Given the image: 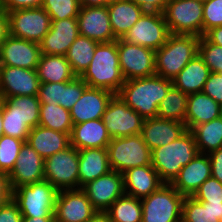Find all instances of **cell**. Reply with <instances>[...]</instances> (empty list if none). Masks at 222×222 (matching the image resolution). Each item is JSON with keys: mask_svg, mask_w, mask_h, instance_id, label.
<instances>
[{"mask_svg": "<svg viewBox=\"0 0 222 222\" xmlns=\"http://www.w3.org/2000/svg\"><path fill=\"white\" fill-rule=\"evenodd\" d=\"M173 86L158 75L125 81L117 95L144 119L157 117L158 106Z\"/></svg>", "mask_w": 222, "mask_h": 222, "instance_id": "6da1fadb", "label": "cell"}, {"mask_svg": "<svg viewBox=\"0 0 222 222\" xmlns=\"http://www.w3.org/2000/svg\"><path fill=\"white\" fill-rule=\"evenodd\" d=\"M80 78L89 87L104 89L115 95L120 91L125 79L119 65L117 40L97 45L90 65Z\"/></svg>", "mask_w": 222, "mask_h": 222, "instance_id": "7a4b0ae2", "label": "cell"}, {"mask_svg": "<svg viewBox=\"0 0 222 222\" xmlns=\"http://www.w3.org/2000/svg\"><path fill=\"white\" fill-rule=\"evenodd\" d=\"M199 154L195 137L186 130L176 140L151 150V165L164 184H171L183 166Z\"/></svg>", "mask_w": 222, "mask_h": 222, "instance_id": "3957f363", "label": "cell"}, {"mask_svg": "<svg viewBox=\"0 0 222 222\" xmlns=\"http://www.w3.org/2000/svg\"><path fill=\"white\" fill-rule=\"evenodd\" d=\"M199 41L195 35L170 34L155 50V74L172 80L198 54Z\"/></svg>", "mask_w": 222, "mask_h": 222, "instance_id": "277c9868", "label": "cell"}, {"mask_svg": "<svg viewBox=\"0 0 222 222\" xmlns=\"http://www.w3.org/2000/svg\"><path fill=\"white\" fill-rule=\"evenodd\" d=\"M58 190L47 180L12 190V199L23 217H55Z\"/></svg>", "mask_w": 222, "mask_h": 222, "instance_id": "5b68a950", "label": "cell"}, {"mask_svg": "<svg viewBox=\"0 0 222 222\" xmlns=\"http://www.w3.org/2000/svg\"><path fill=\"white\" fill-rule=\"evenodd\" d=\"M185 196L171 184H163L141 200V222H181Z\"/></svg>", "mask_w": 222, "mask_h": 222, "instance_id": "8992f818", "label": "cell"}, {"mask_svg": "<svg viewBox=\"0 0 222 222\" xmlns=\"http://www.w3.org/2000/svg\"><path fill=\"white\" fill-rule=\"evenodd\" d=\"M107 150L111 169L119 173L129 168L151 165V150L141 134L112 138Z\"/></svg>", "mask_w": 222, "mask_h": 222, "instance_id": "52a82bcc", "label": "cell"}, {"mask_svg": "<svg viewBox=\"0 0 222 222\" xmlns=\"http://www.w3.org/2000/svg\"><path fill=\"white\" fill-rule=\"evenodd\" d=\"M163 15L170 34L203 36V2L169 0Z\"/></svg>", "mask_w": 222, "mask_h": 222, "instance_id": "ba28073f", "label": "cell"}, {"mask_svg": "<svg viewBox=\"0 0 222 222\" xmlns=\"http://www.w3.org/2000/svg\"><path fill=\"white\" fill-rule=\"evenodd\" d=\"M44 177L58 191L79 189V154L72 145L44 159Z\"/></svg>", "mask_w": 222, "mask_h": 222, "instance_id": "9c48e42d", "label": "cell"}, {"mask_svg": "<svg viewBox=\"0 0 222 222\" xmlns=\"http://www.w3.org/2000/svg\"><path fill=\"white\" fill-rule=\"evenodd\" d=\"M169 35L163 13L145 11L121 39L157 50L167 42Z\"/></svg>", "mask_w": 222, "mask_h": 222, "instance_id": "30bf717a", "label": "cell"}, {"mask_svg": "<svg viewBox=\"0 0 222 222\" xmlns=\"http://www.w3.org/2000/svg\"><path fill=\"white\" fill-rule=\"evenodd\" d=\"M119 65L125 81L155 75V50L117 39Z\"/></svg>", "mask_w": 222, "mask_h": 222, "instance_id": "8fae6325", "label": "cell"}, {"mask_svg": "<svg viewBox=\"0 0 222 222\" xmlns=\"http://www.w3.org/2000/svg\"><path fill=\"white\" fill-rule=\"evenodd\" d=\"M10 35L39 43L51 27V18L42 8H28L7 12Z\"/></svg>", "mask_w": 222, "mask_h": 222, "instance_id": "7c38bea8", "label": "cell"}, {"mask_svg": "<svg viewBox=\"0 0 222 222\" xmlns=\"http://www.w3.org/2000/svg\"><path fill=\"white\" fill-rule=\"evenodd\" d=\"M102 120L111 138L141 134L144 122L117 94L109 101Z\"/></svg>", "mask_w": 222, "mask_h": 222, "instance_id": "4fadbf2b", "label": "cell"}, {"mask_svg": "<svg viewBox=\"0 0 222 222\" xmlns=\"http://www.w3.org/2000/svg\"><path fill=\"white\" fill-rule=\"evenodd\" d=\"M97 212H106L124 192L123 174L111 170L81 188Z\"/></svg>", "mask_w": 222, "mask_h": 222, "instance_id": "5bb4252c", "label": "cell"}, {"mask_svg": "<svg viewBox=\"0 0 222 222\" xmlns=\"http://www.w3.org/2000/svg\"><path fill=\"white\" fill-rule=\"evenodd\" d=\"M40 80L36 69L0 66V99L13 96H36Z\"/></svg>", "mask_w": 222, "mask_h": 222, "instance_id": "9a60e30c", "label": "cell"}, {"mask_svg": "<svg viewBox=\"0 0 222 222\" xmlns=\"http://www.w3.org/2000/svg\"><path fill=\"white\" fill-rule=\"evenodd\" d=\"M96 210L82 189L60 190L55 205V222H86Z\"/></svg>", "mask_w": 222, "mask_h": 222, "instance_id": "2e32d148", "label": "cell"}, {"mask_svg": "<svg viewBox=\"0 0 222 222\" xmlns=\"http://www.w3.org/2000/svg\"><path fill=\"white\" fill-rule=\"evenodd\" d=\"M40 56L39 43L9 34L0 48V66L36 69Z\"/></svg>", "mask_w": 222, "mask_h": 222, "instance_id": "e0dca14e", "label": "cell"}, {"mask_svg": "<svg viewBox=\"0 0 222 222\" xmlns=\"http://www.w3.org/2000/svg\"><path fill=\"white\" fill-rule=\"evenodd\" d=\"M79 34L99 43L116 41L107 6L80 7L77 16Z\"/></svg>", "mask_w": 222, "mask_h": 222, "instance_id": "ac0fdd59", "label": "cell"}, {"mask_svg": "<svg viewBox=\"0 0 222 222\" xmlns=\"http://www.w3.org/2000/svg\"><path fill=\"white\" fill-rule=\"evenodd\" d=\"M8 177L11 190L45 180L44 159L28 142L22 145L14 169Z\"/></svg>", "mask_w": 222, "mask_h": 222, "instance_id": "d6986e66", "label": "cell"}, {"mask_svg": "<svg viewBox=\"0 0 222 222\" xmlns=\"http://www.w3.org/2000/svg\"><path fill=\"white\" fill-rule=\"evenodd\" d=\"M77 17L51 20V27L39 42L41 54L65 56L79 36Z\"/></svg>", "mask_w": 222, "mask_h": 222, "instance_id": "ffe728a7", "label": "cell"}, {"mask_svg": "<svg viewBox=\"0 0 222 222\" xmlns=\"http://www.w3.org/2000/svg\"><path fill=\"white\" fill-rule=\"evenodd\" d=\"M114 95L110 91L87 86L79 100L70 109L72 124L102 119L106 107Z\"/></svg>", "mask_w": 222, "mask_h": 222, "instance_id": "44dd1931", "label": "cell"}, {"mask_svg": "<svg viewBox=\"0 0 222 222\" xmlns=\"http://www.w3.org/2000/svg\"><path fill=\"white\" fill-rule=\"evenodd\" d=\"M211 177V162L208 154L199 153L183 166L171 185L182 195L192 196L199 186Z\"/></svg>", "mask_w": 222, "mask_h": 222, "instance_id": "7402d4cb", "label": "cell"}, {"mask_svg": "<svg viewBox=\"0 0 222 222\" xmlns=\"http://www.w3.org/2000/svg\"><path fill=\"white\" fill-rule=\"evenodd\" d=\"M186 130L185 123L158 117L147 118L144 119L141 136L149 149L153 150L176 140Z\"/></svg>", "mask_w": 222, "mask_h": 222, "instance_id": "603a6c76", "label": "cell"}, {"mask_svg": "<svg viewBox=\"0 0 222 222\" xmlns=\"http://www.w3.org/2000/svg\"><path fill=\"white\" fill-rule=\"evenodd\" d=\"M122 174L125 195L139 199L149 196L164 184L152 165L129 168Z\"/></svg>", "mask_w": 222, "mask_h": 222, "instance_id": "cb8c5ba5", "label": "cell"}, {"mask_svg": "<svg viewBox=\"0 0 222 222\" xmlns=\"http://www.w3.org/2000/svg\"><path fill=\"white\" fill-rule=\"evenodd\" d=\"M111 139L103 120L95 119L73 125L70 134V145L77 150L107 148Z\"/></svg>", "mask_w": 222, "mask_h": 222, "instance_id": "d4e9b609", "label": "cell"}, {"mask_svg": "<svg viewBox=\"0 0 222 222\" xmlns=\"http://www.w3.org/2000/svg\"><path fill=\"white\" fill-rule=\"evenodd\" d=\"M78 154L79 189L112 170L107 148H86L78 150Z\"/></svg>", "mask_w": 222, "mask_h": 222, "instance_id": "484cf974", "label": "cell"}, {"mask_svg": "<svg viewBox=\"0 0 222 222\" xmlns=\"http://www.w3.org/2000/svg\"><path fill=\"white\" fill-rule=\"evenodd\" d=\"M221 116V104L203 92L188 95L185 126L192 130L196 125L207 123Z\"/></svg>", "mask_w": 222, "mask_h": 222, "instance_id": "4316f807", "label": "cell"}, {"mask_svg": "<svg viewBox=\"0 0 222 222\" xmlns=\"http://www.w3.org/2000/svg\"><path fill=\"white\" fill-rule=\"evenodd\" d=\"M27 142L43 159H46L69 147L70 135L38 125L30 130Z\"/></svg>", "mask_w": 222, "mask_h": 222, "instance_id": "83f0119b", "label": "cell"}, {"mask_svg": "<svg viewBox=\"0 0 222 222\" xmlns=\"http://www.w3.org/2000/svg\"><path fill=\"white\" fill-rule=\"evenodd\" d=\"M114 36L120 39L139 20L145 10L129 0H113L107 5Z\"/></svg>", "mask_w": 222, "mask_h": 222, "instance_id": "f1b7e54d", "label": "cell"}, {"mask_svg": "<svg viewBox=\"0 0 222 222\" xmlns=\"http://www.w3.org/2000/svg\"><path fill=\"white\" fill-rule=\"evenodd\" d=\"M211 71L205 65L202 58L197 54L188 64L172 79L174 87L186 94L203 91Z\"/></svg>", "mask_w": 222, "mask_h": 222, "instance_id": "f546056e", "label": "cell"}, {"mask_svg": "<svg viewBox=\"0 0 222 222\" xmlns=\"http://www.w3.org/2000/svg\"><path fill=\"white\" fill-rule=\"evenodd\" d=\"M40 83H60L73 80L76 75L65 56L41 54L36 68Z\"/></svg>", "mask_w": 222, "mask_h": 222, "instance_id": "4dcf8cb0", "label": "cell"}, {"mask_svg": "<svg viewBox=\"0 0 222 222\" xmlns=\"http://www.w3.org/2000/svg\"><path fill=\"white\" fill-rule=\"evenodd\" d=\"M181 222H222V203H200L185 196Z\"/></svg>", "mask_w": 222, "mask_h": 222, "instance_id": "1f68e13d", "label": "cell"}, {"mask_svg": "<svg viewBox=\"0 0 222 222\" xmlns=\"http://www.w3.org/2000/svg\"><path fill=\"white\" fill-rule=\"evenodd\" d=\"M98 44L95 40L79 35L68 49L65 57L77 77H80L90 65Z\"/></svg>", "mask_w": 222, "mask_h": 222, "instance_id": "d6a6232c", "label": "cell"}, {"mask_svg": "<svg viewBox=\"0 0 222 222\" xmlns=\"http://www.w3.org/2000/svg\"><path fill=\"white\" fill-rule=\"evenodd\" d=\"M191 132L199 153L209 154L222 147V117L196 125Z\"/></svg>", "mask_w": 222, "mask_h": 222, "instance_id": "836d02e7", "label": "cell"}, {"mask_svg": "<svg viewBox=\"0 0 222 222\" xmlns=\"http://www.w3.org/2000/svg\"><path fill=\"white\" fill-rule=\"evenodd\" d=\"M188 94L172 86L160 102L157 117L185 123Z\"/></svg>", "mask_w": 222, "mask_h": 222, "instance_id": "e575fe53", "label": "cell"}, {"mask_svg": "<svg viewBox=\"0 0 222 222\" xmlns=\"http://www.w3.org/2000/svg\"><path fill=\"white\" fill-rule=\"evenodd\" d=\"M39 125L70 135L73 127L70 110L59 104H40Z\"/></svg>", "mask_w": 222, "mask_h": 222, "instance_id": "d590c367", "label": "cell"}, {"mask_svg": "<svg viewBox=\"0 0 222 222\" xmlns=\"http://www.w3.org/2000/svg\"><path fill=\"white\" fill-rule=\"evenodd\" d=\"M106 213L112 222H141V200L124 194L111 204Z\"/></svg>", "mask_w": 222, "mask_h": 222, "instance_id": "8d00e7d4", "label": "cell"}, {"mask_svg": "<svg viewBox=\"0 0 222 222\" xmlns=\"http://www.w3.org/2000/svg\"><path fill=\"white\" fill-rule=\"evenodd\" d=\"M2 103L3 132L6 136H11L27 142L30 128L18 116L16 107L7 99H0Z\"/></svg>", "mask_w": 222, "mask_h": 222, "instance_id": "74e56055", "label": "cell"}, {"mask_svg": "<svg viewBox=\"0 0 222 222\" xmlns=\"http://www.w3.org/2000/svg\"><path fill=\"white\" fill-rule=\"evenodd\" d=\"M7 100L16 107L18 116L30 129L39 125L40 101L38 95L13 96Z\"/></svg>", "mask_w": 222, "mask_h": 222, "instance_id": "f35d334b", "label": "cell"}, {"mask_svg": "<svg viewBox=\"0 0 222 222\" xmlns=\"http://www.w3.org/2000/svg\"><path fill=\"white\" fill-rule=\"evenodd\" d=\"M25 141L2 135L0 137V171L8 175L14 169L20 149Z\"/></svg>", "mask_w": 222, "mask_h": 222, "instance_id": "ab89813d", "label": "cell"}, {"mask_svg": "<svg viewBox=\"0 0 222 222\" xmlns=\"http://www.w3.org/2000/svg\"><path fill=\"white\" fill-rule=\"evenodd\" d=\"M42 8L51 20H62L77 17L80 5L78 0H44Z\"/></svg>", "mask_w": 222, "mask_h": 222, "instance_id": "60d3db41", "label": "cell"}, {"mask_svg": "<svg viewBox=\"0 0 222 222\" xmlns=\"http://www.w3.org/2000/svg\"><path fill=\"white\" fill-rule=\"evenodd\" d=\"M198 54L211 72L222 73V47L200 37Z\"/></svg>", "mask_w": 222, "mask_h": 222, "instance_id": "b9f144b4", "label": "cell"}, {"mask_svg": "<svg viewBox=\"0 0 222 222\" xmlns=\"http://www.w3.org/2000/svg\"><path fill=\"white\" fill-rule=\"evenodd\" d=\"M192 197L200 203H222V183L211 176L199 186Z\"/></svg>", "mask_w": 222, "mask_h": 222, "instance_id": "7bdbcfd3", "label": "cell"}, {"mask_svg": "<svg viewBox=\"0 0 222 222\" xmlns=\"http://www.w3.org/2000/svg\"><path fill=\"white\" fill-rule=\"evenodd\" d=\"M87 86L88 85L77 76L69 82H62V95L59 105L67 110H70L79 100Z\"/></svg>", "mask_w": 222, "mask_h": 222, "instance_id": "ee69618b", "label": "cell"}, {"mask_svg": "<svg viewBox=\"0 0 222 222\" xmlns=\"http://www.w3.org/2000/svg\"><path fill=\"white\" fill-rule=\"evenodd\" d=\"M222 26V0L203 2V36L211 28Z\"/></svg>", "mask_w": 222, "mask_h": 222, "instance_id": "f6af8a7d", "label": "cell"}, {"mask_svg": "<svg viewBox=\"0 0 222 222\" xmlns=\"http://www.w3.org/2000/svg\"><path fill=\"white\" fill-rule=\"evenodd\" d=\"M62 95V82L40 83L38 99L40 104H59Z\"/></svg>", "mask_w": 222, "mask_h": 222, "instance_id": "bcb514c9", "label": "cell"}, {"mask_svg": "<svg viewBox=\"0 0 222 222\" xmlns=\"http://www.w3.org/2000/svg\"><path fill=\"white\" fill-rule=\"evenodd\" d=\"M202 92L222 104V73L211 72Z\"/></svg>", "mask_w": 222, "mask_h": 222, "instance_id": "7dc6e473", "label": "cell"}, {"mask_svg": "<svg viewBox=\"0 0 222 222\" xmlns=\"http://www.w3.org/2000/svg\"><path fill=\"white\" fill-rule=\"evenodd\" d=\"M23 216L17 204L11 198L0 207V222H22Z\"/></svg>", "mask_w": 222, "mask_h": 222, "instance_id": "c3c4849f", "label": "cell"}, {"mask_svg": "<svg viewBox=\"0 0 222 222\" xmlns=\"http://www.w3.org/2000/svg\"><path fill=\"white\" fill-rule=\"evenodd\" d=\"M44 0H2V9L11 12L20 9L42 7Z\"/></svg>", "mask_w": 222, "mask_h": 222, "instance_id": "681fc988", "label": "cell"}, {"mask_svg": "<svg viewBox=\"0 0 222 222\" xmlns=\"http://www.w3.org/2000/svg\"><path fill=\"white\" fill-rule=\"evenodd\" d=\"M211 162V176L222 183V147L208 154Z\"/></svg>", "mask_w": 222, "mask_h": 222, "instance_id": "f907efd6", "label": "cell"}, {"mask_svg": "<svg viewBox=\"0 0 222 222\" xmlns=\"http://www.w3.org/2000/svg\"><path fill=\"white\" fill-rule=\"evenodd\" d=\"M142 7L145 11L163 13L169 0H129Z\"/></svg>", "mask_w": 222, "mask_h": 222, "instance_id": "816d5d0a", "label": "cell"}, {"mask_svg": "<svg viewBox=\"0 0 222 222\" xmlns=\"http://www.w3.org/2000/svg\"><path fill=\"white\" fill-rule=\"evenodd\" d=\"M12 198V190L7 173L0 171V207Z\"/></svg>", "mask_w": 222, "mask_h": 222, "instance_id": "f5cc1de1", "label": "cell"}, {"mask_svg": "<svg viewBox=\"0 0 222 222\" xmlns=\"http://www.w3.org/2000/svg\"><path fill=\"white\" fill-rule=\"evenodd\" d=\"M10 34L9 32V18L8 14L5 10H0V48L7 36Z\"/></svg>", "mask_w": 222, "mask_h": 222, "instance_id": "db71d44e", "label": "cell"}, {"mask_svg": "<svg viewBox=\"0 0 222 222\" xmlns=\"http://www.w3.org/2000/svg\"><path fill=\"white\" fill-rule=\"evenodd\" d=\"M204 36L211 42L222 47V26L208 30Z\"/></svg>", "mask_w": 222, "mask_h": 222, "instance_id": "11a10c76", "label": "cell"}, {"mask_svg": "<svg viewBox=\"0 0 222 222\" xmlns=\"http://www.w3.org/2000/svg\"><path fill=\"white\" fill-rule=\"evenodd\" d=\"M113 0H78L80 7L107 6Z\"/></svg>", "mask_w": 222, "mask_h": 222, "instance_id": "9f6ffc18", "label": "cell"}, {"mask_svg": "<svg viewBox=\"0 0 222 222\" xmlns=\"http://www.w3.org/2000/svg\"><path fill=\"white\" fill-rule=\"evenodd\" d=\"M86 222H112L106 212H96V214Z\"/></svg>", "mask_w": 222, "mask_h": 222, "instance_id": "6f0895ef", "label": "cell"}, {"mask_svg": "<svg viewBox=\"0 0 222 222\" xmlns=\"http://www.w3.org/2000/svg\"><path fill=\"white\" fill-rule=\"evenodd\" d=\"M22 222H55V217H23Z\"/></svg>", "mask_w": 222, "mask_h": 222, "instance_id": "680465c9", "label": "cell"}, {"mask_svg": "<svg viewBox=\"0 0 222 222\" xmlns=\"http://www.w3.org/2000/svg\"><path fill=\"white\" fill-rule=\"evenodd\" d=\"M3 118H2V103L0 102V137L4 135L3 132Z\"/></svg>", "mask_w": 222, "mask_h": 222, "instance_id": "91938a15", "label": "cell"}, {"mask_svg": "<svg viewBox=\"0 0 222 222\" xmlns=\"http://www.w3.org/2000/svg\"><path fill=\"white\" fill-rule=\"evenodd\" d=\"M2 9V0H0V10Z\"/></svg>", "mask_w": 222, "mask_h": 222, "instance_id": "94428289", "label": "cell"}]
</instances>
